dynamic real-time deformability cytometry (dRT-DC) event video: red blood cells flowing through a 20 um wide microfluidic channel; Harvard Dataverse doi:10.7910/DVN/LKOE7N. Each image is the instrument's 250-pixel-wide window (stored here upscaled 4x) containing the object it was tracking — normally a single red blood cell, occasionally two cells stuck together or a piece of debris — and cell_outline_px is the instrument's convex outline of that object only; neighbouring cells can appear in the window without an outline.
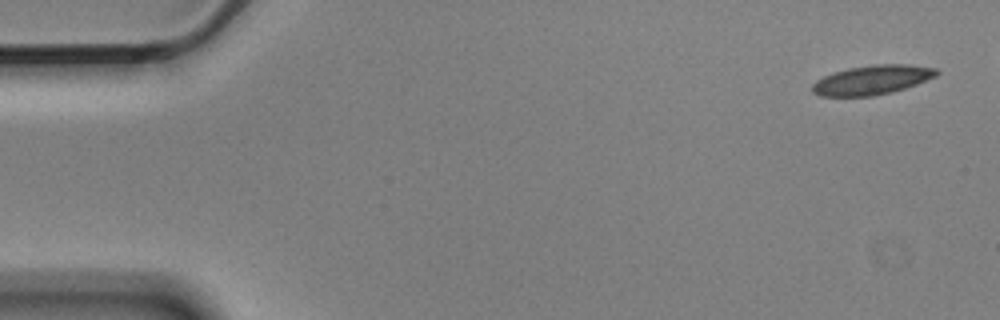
{"species": "Egyptian fruit bat (a non-hibernating species)", "species_latin": "Rousettus aegyptiacus", "temperature_condition": "cold", "stored_images_in_passage": 5, "camera_frame_rate_fps": 3000, "um_per_image_px": 0.085, "animal": {"sex": "male"}, "frame": {"image": 1, "passage_image": 1, "time_ms": 0.0, "image_size_px": [1000, 320], "cell_outline_px": [[940, 72], [936, 76], [916, 84], [892, 92], [872, 96], [820, 96], [812, 92], [812, 84], [816, 80], [832, 72], [848, 68], [872, 64], [908, 64], [936, 68]], "centroid_in_image_um": [74.11, 6.78], "position_along_channel_um": 10.9, "area_um2": 21.33}}